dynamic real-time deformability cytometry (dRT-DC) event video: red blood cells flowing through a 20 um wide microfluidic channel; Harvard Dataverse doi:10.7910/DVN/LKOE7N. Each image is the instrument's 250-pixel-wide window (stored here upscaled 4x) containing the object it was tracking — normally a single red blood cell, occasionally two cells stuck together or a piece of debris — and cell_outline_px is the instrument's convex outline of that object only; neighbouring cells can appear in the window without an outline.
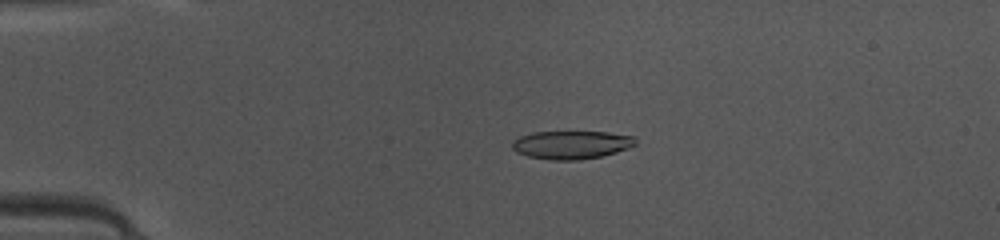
{"species": "common noctule bat (a hibernating species)", "species_latin": "Nyctalus noctula", "temperature_condition": "warm", "stored_images_in_passage": 48, "camera_frame_rate_fps": 3000, "um_per_image_px": 0.085, "animal": {"sex": "female", "body_mass_g": 10.0, "forearm_length_mm": 53.1}, "frame": {"image": 1, "passage_image": 11, "time_ms": 3.333, "image_size_px": [1000, 240], "cell_outline_px": [[636, 144], [628, 148], [616, 152], [600, 156], [580, 160], [552, 160], [528, 156], [516, 152], [512, 148], [512, 140], [520, 136], [536, 132], [608, 132], [636, 136]], "centroid_in_image_um": [48.58, 12.3], "position_along_channel_um": 36.4, "area_um2": 20.29}}
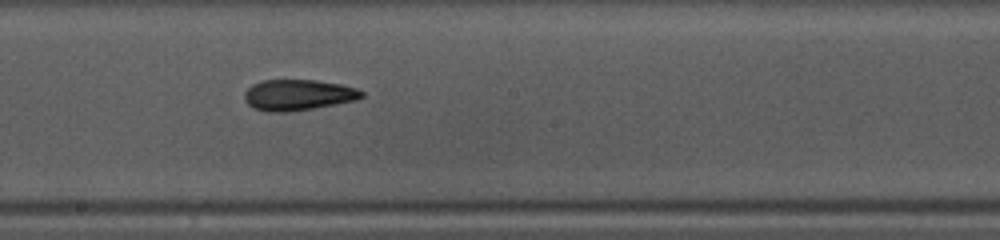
{"frame": {"image": 2, "passage_image": 27, "time_ms": 8.667, "image_size_px": [1000, 240], "cell_outline_px": [[364, 96], [356, 100], [312, 108], [288, 112], [268, 112], [252, 108], [244, 100], [244, 92], [252, 84], [260, 80], [316, 80], [340, 84], [356, 88], [364, 92]], "centroid_in_image_um": [25.3, 8.07], "position_along_channel_um": 222.9, "area_um2": 21.15}}
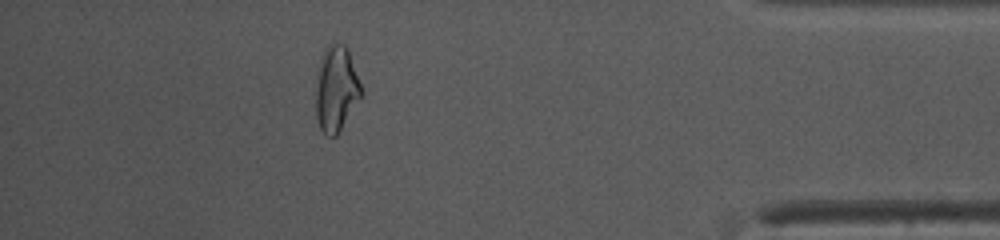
{"frame": {"image": 3, "passage_image": 43, "time_ms": 14.0, "image_size_px": [1000, 240], "cell_outline_px": [[360, 96], [336, 136], [324, 136], [320, 128], [316, 116], [316, 76], [320, 60], [328, 44], [332, 40], [336, 40], [344, 44], [348, 48], [360, 84]], "centroid_in_image_um": [28.53, 7.49], "position_along_channel_um": 406.7, "area_um2": 22.43}, "authors_computed_cell_mechanics": {"area_um2": 20.6346, "velocity_mm_per_s": 4.1739, "shape_relaxation_time_tau1_ms": null, "shape_relaxation_time_tau2_ms": 3.1775, "deformation_change_tau1": null, "deformation_change_tau2": 0.1279}}